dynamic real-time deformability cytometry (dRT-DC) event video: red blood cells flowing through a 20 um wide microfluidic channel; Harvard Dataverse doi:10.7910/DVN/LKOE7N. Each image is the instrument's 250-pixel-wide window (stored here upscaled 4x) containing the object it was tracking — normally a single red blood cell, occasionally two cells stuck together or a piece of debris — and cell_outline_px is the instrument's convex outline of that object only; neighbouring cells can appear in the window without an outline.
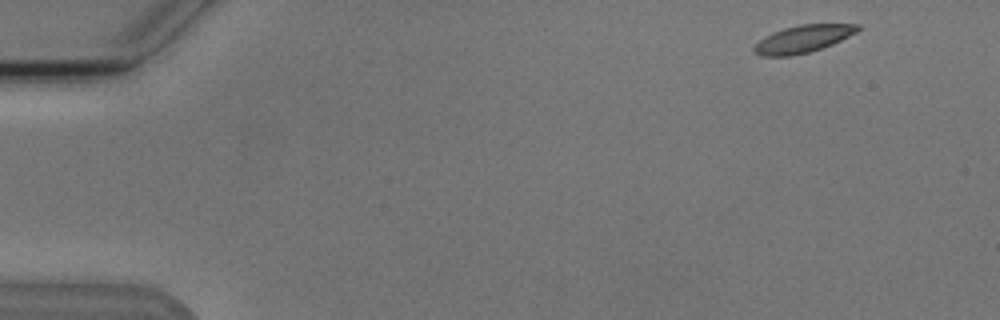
{"species": "Egyptian fruit bat (a non-hibernating species)", "species_latin": "Rousettus aegyptiacus", "temperature_condition": "cold", "stored_images_in_passage": 3, "camera_frame_rate_fps": 3000, "um_per_image_px": 0.085, "animal": {"sex": "male"}, "frame": {"image": 1, "passage_image": 1, "time_ms": 0.0, "image_size_px": [1000, 320], "cell_outline_px": [[860, 28], [856, 32], [832, 44], [808, 52], [792, 56], [764, 56], [756, 52], [752, 48], [764, 36], [772, 32], [784, 28], [800, 24], [860, 24]], "centroid_in_image_um": [68.24, 3.3], "position_along_channel_um": 16.8, "area_um2": 16.3}}